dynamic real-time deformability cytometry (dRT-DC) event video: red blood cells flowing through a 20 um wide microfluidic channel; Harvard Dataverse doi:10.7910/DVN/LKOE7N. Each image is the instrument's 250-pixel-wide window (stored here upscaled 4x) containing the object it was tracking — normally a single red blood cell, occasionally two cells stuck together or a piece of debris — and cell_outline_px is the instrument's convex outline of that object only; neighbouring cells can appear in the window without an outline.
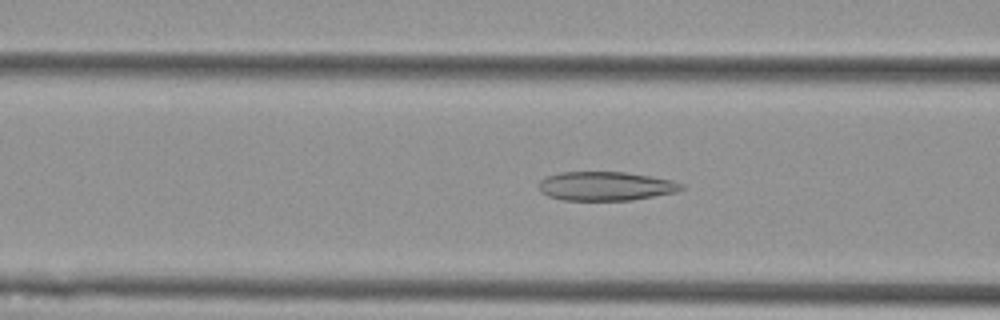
{"species": "Egyptian fruit bat (a non-hibernating species)", "species_latin": "Rousettus aegyptiacus", "temperature_condition": "cold", "stored_images_in_passage": 8, "camera_frame_rate_fps": 3000, "um_per_image_px": 0.085, "animal": {"sex": "female"}, "frame": {"image": 1, "passage_image": 7, "time_ms": 2.0, "image_size_px": [1000, 320], "cell_outline_px": [[684, 188], [676, 192], [632, 200], [564, 200], [548, 196], [540, 192], [540, 180], [544, 176], [560, 172], [624, 172], [652, 176], [672, 180], [684, 184]], "centroid_in_image_um": [51.48, 15.81], "position_along_channel_um": 115.1, "area_um2": 24.16}}